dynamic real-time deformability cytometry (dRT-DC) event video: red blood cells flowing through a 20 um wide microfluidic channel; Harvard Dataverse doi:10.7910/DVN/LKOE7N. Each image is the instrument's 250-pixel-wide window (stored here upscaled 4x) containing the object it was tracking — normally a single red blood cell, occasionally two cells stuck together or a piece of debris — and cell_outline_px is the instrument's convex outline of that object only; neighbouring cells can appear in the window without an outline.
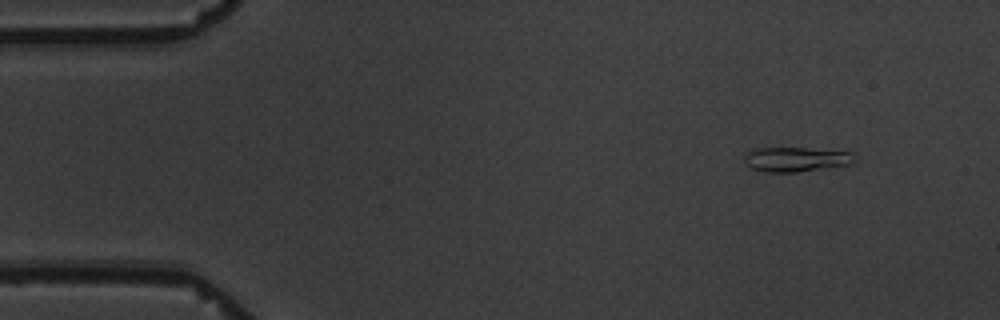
{"species": "common noctule bat (a hibernating species)", "species_latin": "Nyctalus noctula", "temperature_condition": "warm", "stored_images_in_passage": 4, "camera_frame_rate_fps": 3000, "um_per_image_px": 0.085, "animal": {"sex": "male", "body_mass_g": 19.5, "forearm_length_mm": 54.6}, "frame": {"image": 1, "passage_image": 2, "time_ms": 1.0, "image_size_px": [1000, 320], "cell_outline_px": [[852, 160], [848, 164], [796, 172], [768, 172], [752, 168], [744, 160], [744, 156], [748, 152], [756, 148], [804, 148], [852, 152]], "centroid_in_image_um": [67.59, 13.53], "position_along_channel_um": 17.4, "area_um2": 15.26}}